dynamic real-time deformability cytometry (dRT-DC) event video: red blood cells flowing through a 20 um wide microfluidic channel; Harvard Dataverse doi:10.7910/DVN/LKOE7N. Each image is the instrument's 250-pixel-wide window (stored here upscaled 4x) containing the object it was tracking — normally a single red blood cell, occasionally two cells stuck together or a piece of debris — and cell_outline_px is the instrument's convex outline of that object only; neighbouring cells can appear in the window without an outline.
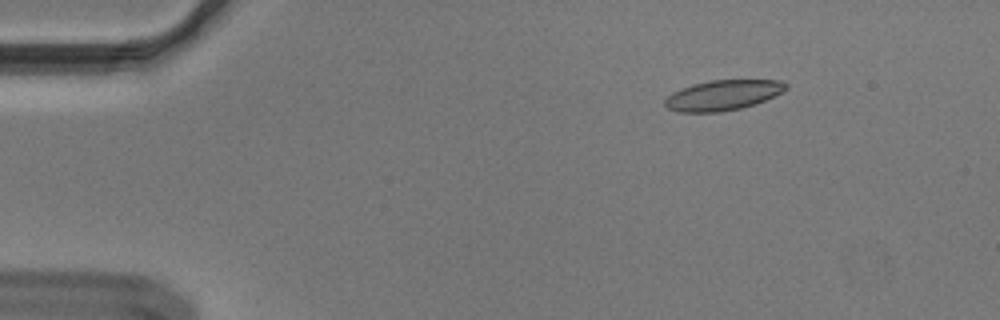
{"species": "Egyptian fruit bat (a non-hibernating species)", "species_latin": "Rousettus aegyptiacus", "temperature_condition": "cold", "stored_images_in_passage": 50, "segment_of_instrument_passage": [1, 2], "camera_frame_rate_fps": 3000, "um_per_image_px": 0.085, "animal": {"sex": "male"}, "frame": {"image": 1, "passage_image": 3, "time_ms": 0.667, "image_size_px": [1000, 320], "cell_outline_px": [[788, 88], [784, 92], [756, 104], [740, 108], [720, 112], [676, 112], [668, 108], [664, 104], [664, 100], [672, 92], [692, 84], [712, 80], [780, 80], [788, 84]], "centroid_in_image_um": [61.46, 8.09], "position_along_channel_um": 23.5, "area_um2": 21.44}}
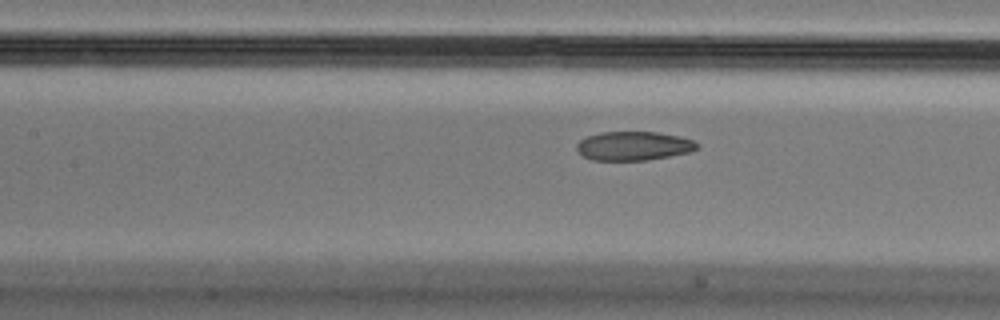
{"frame": {"image": 2, "passage_image": 20, "time_ms": 6.333, "image_size_px": [1000, 320], "cell_outline_px": [[700, 148], [692, 152], [648, 160], [592, 160], [584, 156], [576, 148], [576, 144], [580, 140], [588, 136], [600, 132], [656, 132], [680, 136], [692, 140], [700, 144]], "centroid_in_image_um": [53.91, 12.4], "position_along_channel_um": 153.5, "area_um2": 20.4}}
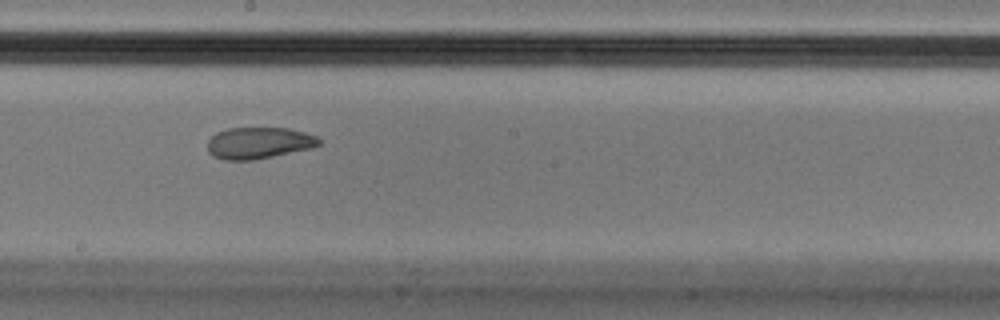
{"frame": {"image": 3, "passage_image": 26, "time_ms": 8.333, "image_size_px": [1000, 320], "cell_outline_px": [[320, 144], [312, 148], [252, 160], [224, 160], [212, 156], [208, 152], [208, 140], [216, 132], [228, 128], [288, 128], [304, 132], [316, 136], [320, 140]], "centroid_in_image_um": [21.97, 12.15], "position_along_channel_um": 226.2, "area_um2": 20.46}}